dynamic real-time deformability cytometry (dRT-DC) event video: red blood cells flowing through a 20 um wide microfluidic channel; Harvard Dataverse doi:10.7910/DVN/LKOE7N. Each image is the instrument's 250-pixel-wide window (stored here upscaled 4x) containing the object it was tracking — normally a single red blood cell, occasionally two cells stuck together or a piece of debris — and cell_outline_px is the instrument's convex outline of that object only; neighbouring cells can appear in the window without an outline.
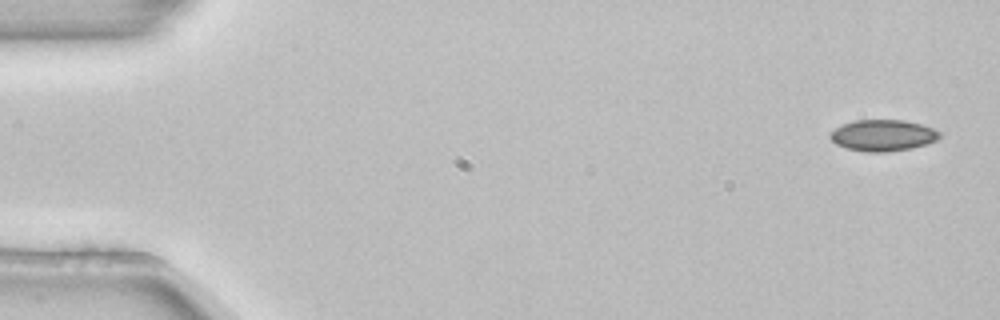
{"species": "common noctule bat (a hibernating species)", "species_latin": "Nyctalus noctula", "temperature_condition": "room temperature", "stored_images_in_passage": 5, "camera_frame_rate_fps": 3000, "um_per_image_px": 0.085, "animal": {"sex": "female", "body_mass_g": 22.7, "forearm_length_mm": 54.2}, "frame": {"image": 1, "passage_image": 1, "time_ms": 0.0, "image_size_px": [1000, 320], "cell_outline_px": [[940, 136], [936, 140], [912, 148], [888, 152], [864, 152], [844, 148], [836, 144], [828, 136], [836, 128], [844, 124], [856, 120], [904, 120], [920, 124], [932, 128], [940, 132]], "centroid_in_image_um": [75.02, 11.52], "position_along_channel_um": 10.0, "area_um2": 19.88}}
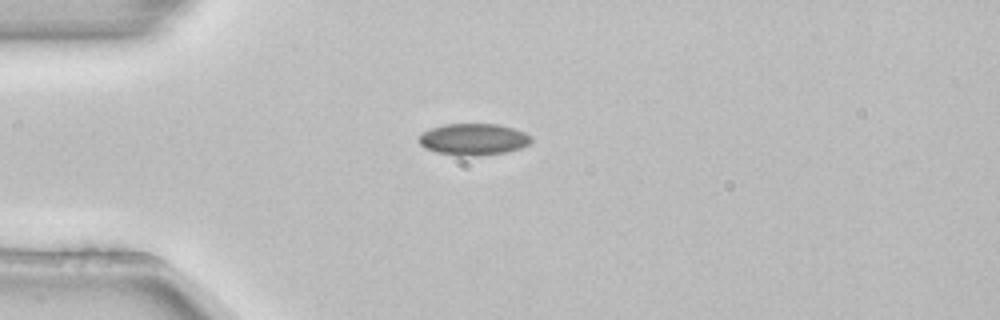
{"frame": {"image": 2, "passage_image": 4, "time_ms": 1.0, "image_size_px": [1000, 320], "cell_outline_px": [[532, 140], [528, 144], [520, 148], [508, 152], [480, 156], [456, 156], [436, 152], [424, 148], [420, 144], [420, 136], [424, 132], [432, 128], [444, 124], [496, 124], [512, 128], [524, 132], [532, 136]], "centroid_in_image_um": [40.26, 11.86], "position_along_channel_um": 44.7, "area_um2": 20.75}}
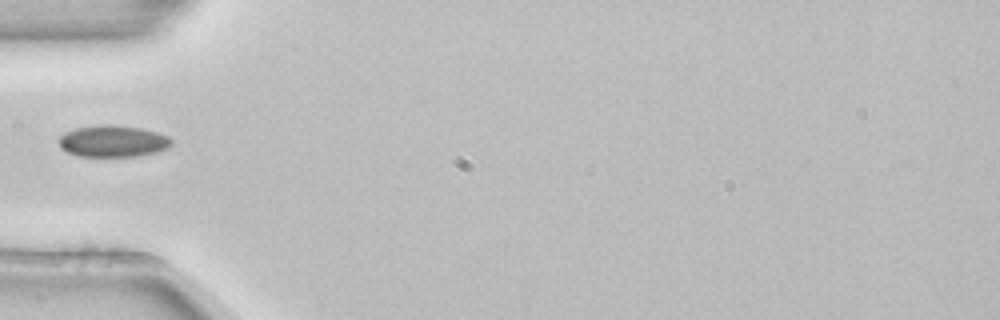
{"frame": {"image": 3, "passage_image": 5, "time_ms": 1.333, "image_size_px": [1000, 320], "cell_outline_px": [[172, 144], [168, 148], [156, 152], [136, 156], [80, 156], [68, 152], [60, 148], [60, 136], [64, 132], [76, 128], [96, 124], [108, 124], [140, 128], [156, 132], [168, 136], [172, 140]], "centroid_in_image_um": [9.59, 11.99], "position_along_channel_um": 75.4, "area_um2": 20.75}}